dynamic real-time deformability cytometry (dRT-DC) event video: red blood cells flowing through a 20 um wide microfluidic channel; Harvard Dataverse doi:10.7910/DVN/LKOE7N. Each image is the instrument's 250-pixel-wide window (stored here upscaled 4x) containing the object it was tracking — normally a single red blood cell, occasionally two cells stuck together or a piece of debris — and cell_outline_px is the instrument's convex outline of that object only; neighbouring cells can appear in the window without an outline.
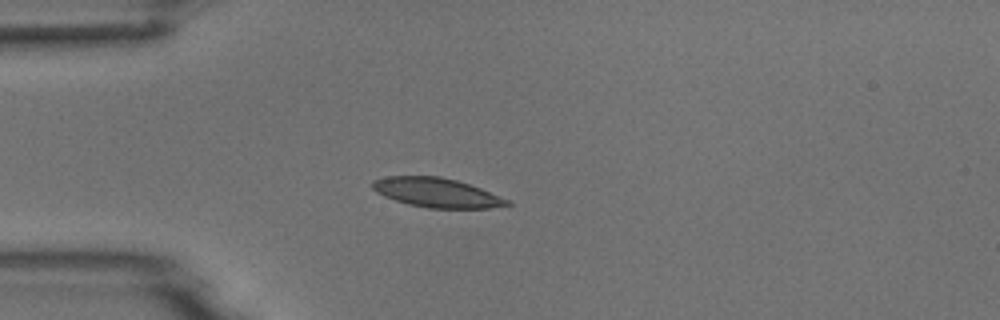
{"species": "common noctule bat (a hibernating species)", "species_latin": "Nyctalus noctula", "temperature_condition": "room temperature", "stored_images_in_passage": 4, "camera_frame_rate_fps": 3000, "um_per_image_px": 0.085, "animal": {"sex": "male", "body_mass_g": 18.8}, "frame": {"image": 1, "passage_image": 4, "time_ms": 3.333, "image_size_px": [1000, 320], "cell_outline_px": [[512, 204], [488, 208], [428, 208], [408, 204], [384, 196], [376, 192], [372, 188], [372, 180], [388, 176], [440, 176], [456, 180], [480, 188], [508, 200]], "centroid_in_image_um": [37.07, 16.37], "position_along_channel_um": 47.9, "area_um2": 22.77}}